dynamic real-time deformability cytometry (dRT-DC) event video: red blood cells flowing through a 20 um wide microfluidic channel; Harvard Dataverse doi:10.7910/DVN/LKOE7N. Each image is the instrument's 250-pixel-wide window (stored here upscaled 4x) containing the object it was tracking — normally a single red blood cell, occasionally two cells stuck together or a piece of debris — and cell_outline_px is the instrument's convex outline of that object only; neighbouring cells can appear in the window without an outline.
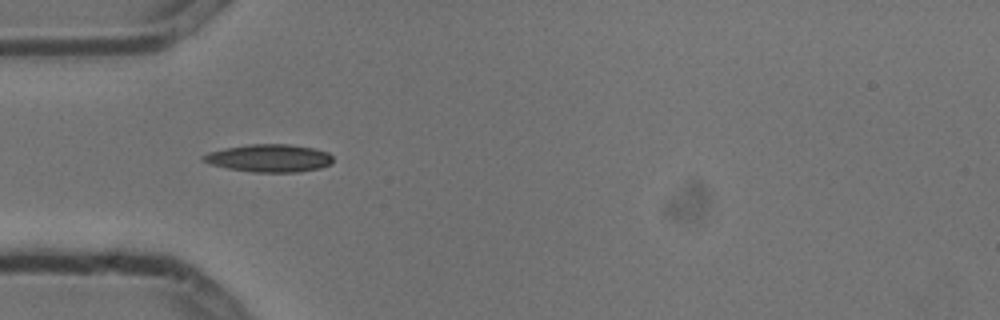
{"species": "common noctule bat (a hibernating species)", "species_latin": "Nyctalus noctula", "temperature_condition": "cold", "stored_images_in_passage": 2, "camera_frame_rate_fps": 3000, "um_per_image_px": 0.085, "animal": {"sex": "male", "body_mass_g": 13.3}, "frame": {"image": 1, "passage_image": 1, "time_ms": 0.0, "image_size_px": [1000, 320], "cell_outline_px": [[332, 164], [320, 168], [296, 172], [252, 172], [228, 168], [212, 164], [200, 160], [200, 156], [208, 152], [224, 148], [248, 144], [288, 144], [312, 148], [328, 152], [332, 156]], "centroid_in_image_um": [22.86, 13.44], "position_along_channel_um": 62.1, "area_um2": 20.98}}
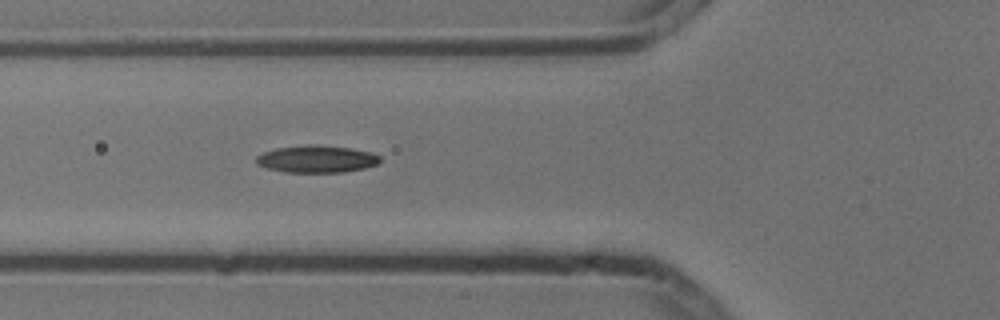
{"frame": {"image": 2, "passage_image": 2, "time_ms": 0.333, "image_size_px": [1000, 320], "cell_outline_px": [[380, 164], [364, 168], [344, 172], [284, 172], [268, 168], [256, 164], [256, 156], [264, 152], [276, 148], [308, 144], [316, 144], [352, 148], [372, 152], [380, 156]], "centroid_in_image_um": [26.94, 13.51], "position_along_channel_um": 98.9, "area_um2": 19.83}}